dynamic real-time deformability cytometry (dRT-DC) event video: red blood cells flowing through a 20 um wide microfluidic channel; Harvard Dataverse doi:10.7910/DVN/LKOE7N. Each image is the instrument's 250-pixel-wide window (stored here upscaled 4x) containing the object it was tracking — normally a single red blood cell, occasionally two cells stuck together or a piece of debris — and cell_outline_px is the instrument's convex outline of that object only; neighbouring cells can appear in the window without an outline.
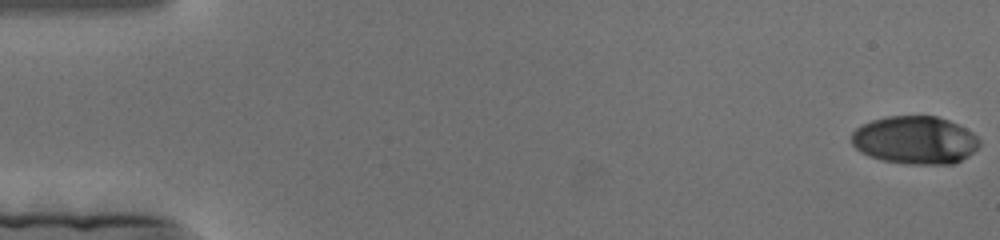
{"species": "human", "species_latin": "Homo sapiens", "temperature_condition": "cold", "stored_images_in_passage": 176, "camera_frame_rate_fps": 3000, "um_per_image_px": 0.085, "donor": {"sex": "female"}, "frame": {"image": 1, "passage_image": 1, "time_ms": 0.0, "image_size_px": [1000, 240], "cell_outline_px": [[980, 144], [968, 156], [956, 164], [912, 164], [884, 160], [868, 156], [860, 152], [852, 144], [852, 132], [860, 124], [872, 120], [888, 116], [936, 116], [948, 120], [972, 132], [980, 140]], "centroid_in_image_um": [77.76, 11.91], "position_along_channel_um": 7.2, "area_um2": 35.72}}
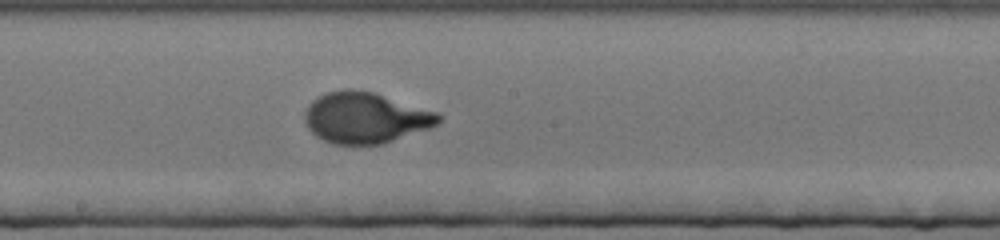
{"frame": {"image": 2, "passage_image": 96, "time_ms": 31.667, "image_size_px": [1000, 240], "cell_outline_px": [[440, 120], [436, 124], [428, 128], [380, 144], [332, 144], [316, 136], [308, 128], [304, 120], [304, 112], [308, 104], [316, 96], [328, 92], [344, 88], [352, 88], [376, 92], [440, 112]], "centroid_in_image_um": [31.03, 9.97], "position_along_channel_um": 217.2, "area_um2": 40.0}}
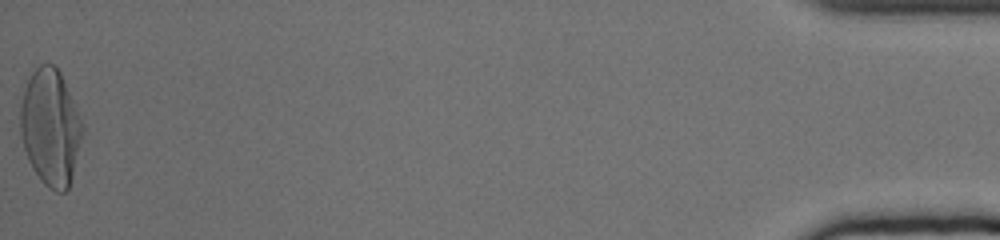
{"frame": {"image": 3, "passage_image": 176, "time_ms": 58.333, "image_size_px": [1000, 240], "cell_outline_px": [[84, 132], [72, 176], [68, 188], [64, 192], [56, 192], [48, 188], [40, 180], [32, 168], [28, 160], [20, 136], [20, 104], [24, 88], [32, 72], [40, 64], [56, 64], [60, 72], [76, 108], [84, 128]], "centroid_in_image_um": [4.27, 10.84], "position_along_channel_um": 430.9, "area_um2": 42.25}}